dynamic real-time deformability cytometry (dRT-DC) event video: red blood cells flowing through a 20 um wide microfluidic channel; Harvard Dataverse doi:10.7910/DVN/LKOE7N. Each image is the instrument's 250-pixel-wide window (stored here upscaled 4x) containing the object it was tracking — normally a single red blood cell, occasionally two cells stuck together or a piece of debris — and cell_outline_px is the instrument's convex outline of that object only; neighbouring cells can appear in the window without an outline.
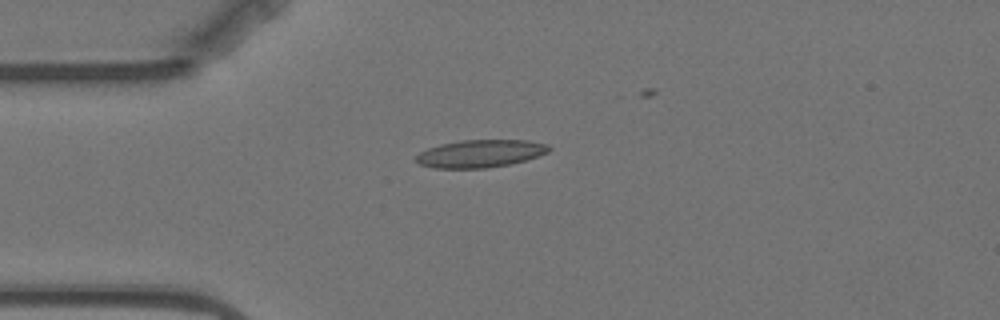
{"species": "Egyptian fruit bat (a non-hibernating species)", "species_latin": "Rousettus aegyptiacus", "temperature_condition": "warm", "stored_images_in_passage": 7, "camera_frame_rate_fps": 3000, "um_per_image_px": 0.085, "animal": {"sex": "female"}, "frame": {"image": 1, "passage_image": 4, "time_ms": 3.667, "image_size_px": [1000, 320], "cell_outline_px": [[552, 148], [548, 152], [512, 164], [484, 168], [432, 168], [420, 164], [416, 160], [416, 156], [420, 152], [428, 148], [440, 144], [460, 140], [528, 140], [548, 144]], "centroid_in_image_um": [40.83, 13.05], "position_along_channel_um": 44.2, "area_um2": 21.39}}
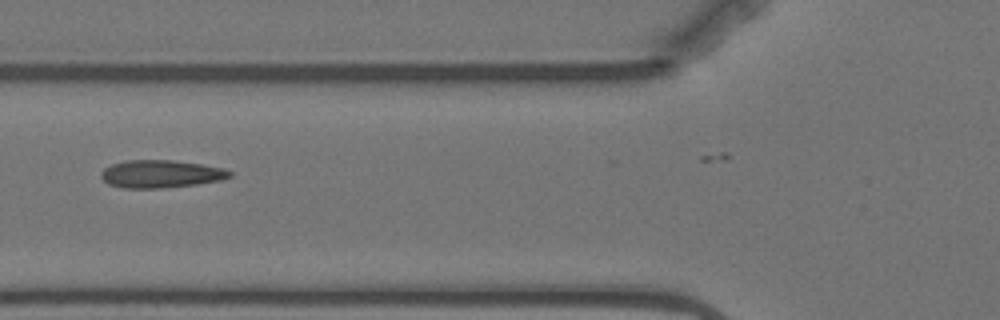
{"frame": {"image": 2, "passage_image": 6, "time_ms": 6.0, "image_size_px": [1000, 320], "cell_outline_px": [[232, 176], [220, 180], [196, 184], [164, 188], [124, 188], [108, 184], [100, 176], [100, 172], [104, 168], [112, 164], [128, 160], [172, 160], [200, 164], [224, 168], [232, 172]], "centroid_in_image_um": [13.66, 14.78], "position_along_channel_um": 112.1, "area_um2": 20.75}}
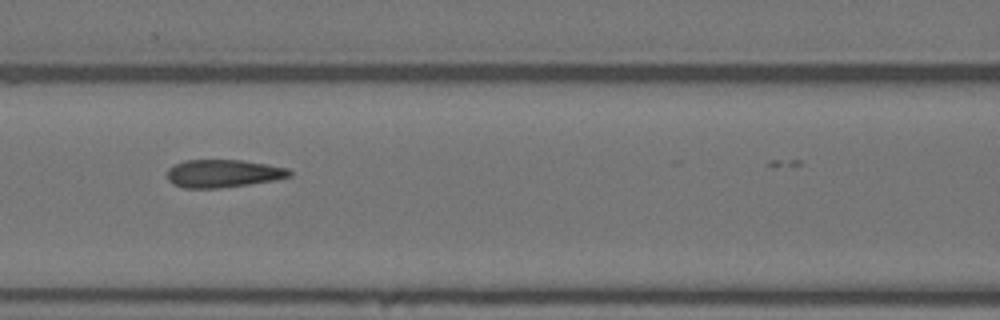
{"frame": {"image": 3, "passage_image": 7, "time_ms": 7.0, "image_size_px": [1000, 320], "cell_outline_px": [[292, 176], [272, 180], [248, 184], [220, 188], [184, 188], [172, 184], [168, 180], [168, 168], [184, 160], [240, 160], [288, 168], [292, 172]], "centroid_in_image_um": [18.94, 14.75], "position_along_channel_um": 147.7, "area_um2": 19.71}}